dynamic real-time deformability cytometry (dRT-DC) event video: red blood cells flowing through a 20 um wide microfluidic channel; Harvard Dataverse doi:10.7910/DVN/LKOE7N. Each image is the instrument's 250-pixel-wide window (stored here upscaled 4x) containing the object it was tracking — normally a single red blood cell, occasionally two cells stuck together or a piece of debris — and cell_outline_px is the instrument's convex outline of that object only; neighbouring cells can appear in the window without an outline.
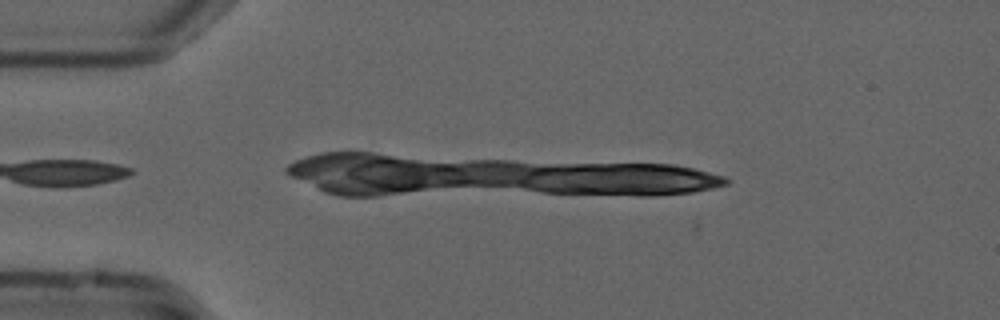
{"species": "common noctule bat (a hibernating species)", "species_latin": "Nyctalus noctula", "temperature_condition": "cold", "stored_images_in_passage": 6, "camera_frame_rate_fps": 3000, "um_per_image_px": 0.085, "animal": {"sex": "male", "forearm_length_mm": 52.5}, "frame": {"image": 1, "passage_image": 1, "time_ms": 0.0, "image_size_px": [1000, 320], "cell_outline_px": [[704, 180], [696, 188], [672, 192], [584, 192], [532, 172], [540, 168], [620, 164], [652, 164], [680, 168], [696, 172]], "centroid_in_image_um": [53.02, 15.13], "position_along_channel_um": 32.0, "area_um2": 26.93}}